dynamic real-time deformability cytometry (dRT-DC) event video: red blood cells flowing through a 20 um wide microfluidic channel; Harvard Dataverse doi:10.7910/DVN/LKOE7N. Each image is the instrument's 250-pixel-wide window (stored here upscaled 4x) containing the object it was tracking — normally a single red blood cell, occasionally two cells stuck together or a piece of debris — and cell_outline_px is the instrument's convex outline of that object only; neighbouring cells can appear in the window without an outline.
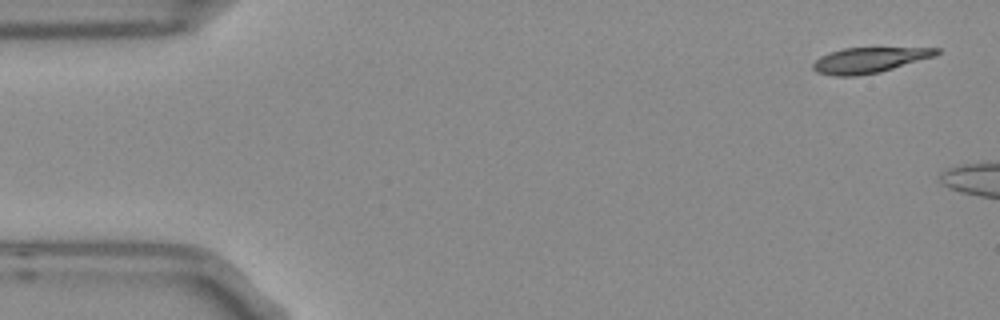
{"species": "Egyptian fruit bat (a non-hibernating species)", "species_latin": "Rousettus aegyptiacus", "temperature_condition": "room temperature", "stored_images_in_passage": 3, "camera_frame_rate_fps": 3000, "um_per_image_px": 0.085, "frame": {"image": 1, "passage_image": 1, "time_ms": 0.0, "image_size_px": [1000, 320], "cell_outline_px": [[940, 52], [936, 56], [880, 72], [856, 76], [836, 76], [816, 72], [812, 68], [812, 64], [820, 56], [828, 52], [844, 48], [940, 48]], "centroid_in_image_um": [73.87, 5.11], "position_along_channel_um": 11.1, "area_um2": 18.32}}